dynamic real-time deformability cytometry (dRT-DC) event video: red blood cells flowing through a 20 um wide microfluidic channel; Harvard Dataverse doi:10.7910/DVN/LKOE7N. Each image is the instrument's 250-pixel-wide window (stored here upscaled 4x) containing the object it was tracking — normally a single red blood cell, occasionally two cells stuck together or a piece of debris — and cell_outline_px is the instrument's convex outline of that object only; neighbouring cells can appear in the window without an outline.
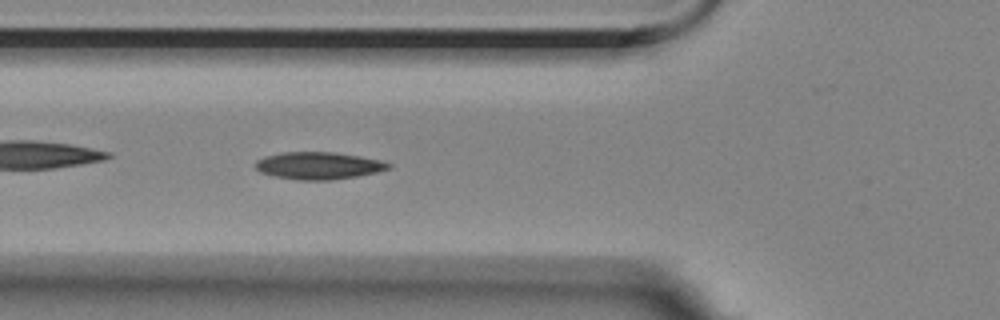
{"species": "Egyptian fruit bat (a non-hibernating species)", "species_latin": "Rousettus aegyptiacus", "temperature_condition": "room temperature", "stored_images_in_passage": 15, "camera_frame_rate_fps": 3000, "um_per_image_px": 0.085, "animal": {"sex": "female"}, "frame": {"image": 1, "passage_image": 5, "time_ms": 1.333, "image_size_px": [1000, 320], "cell_outline_px": [[392, 168], [376, 172], [356, 176], [332, 180], [296, 180], [276, 176], [260, 172], [256, 168], [256, 160], [264, 156], [280, 152], [332, 152], [360, 156], [380, 160], [392, 164]], "centroid_in_image_um": [27.07, 14.07], "position_along_channel_um": 98.7, "area_um2": 21.15}}
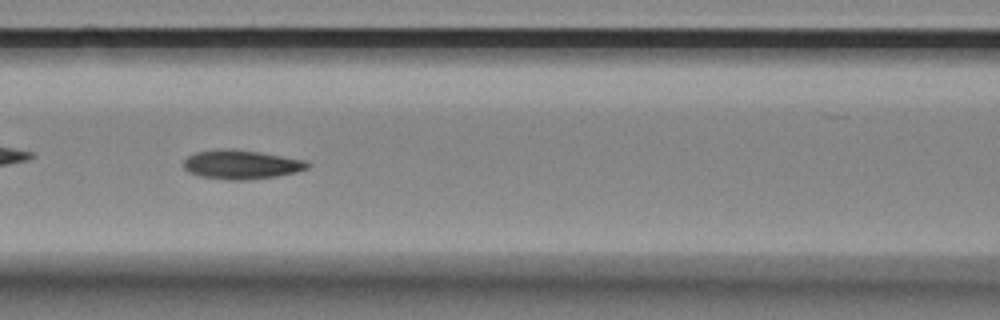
{"frame": {"image": 2, "passage_image": 9, "time_ms": 2.667, "image_size_px": [1000, 320], "cell_outline_px": [[312, 164], [308, 168], [296, 172], [276, 176], [244, 180], [232, 180], [200, 176], [188, 172], [184, 168], [184, 160], [188, 156], [196, 152], [220, 148], [232, 148], [260, 152], [304, 160]], "centroid_in_image_um": [20.5, 13.97], "position_along_channel_um": 146.1, "area_um2": 20.98}}
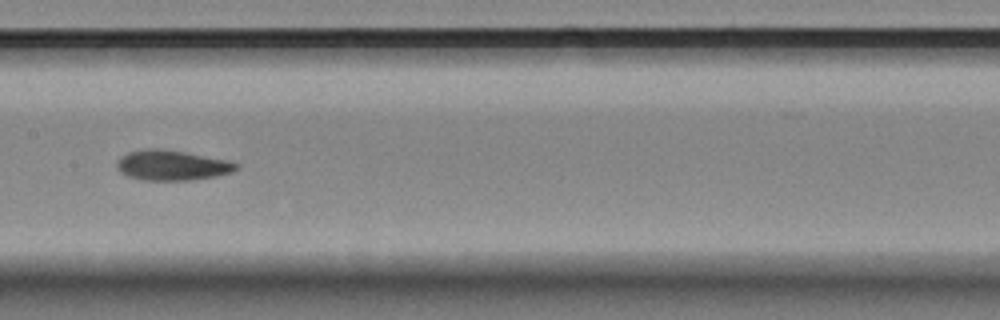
{"frame": {"image": 3, "passage_image": 13, "time_ms": 4.0, "image_size_px": [1000, 320], "cell_outline_px": [[240, 168], [232, 172], [216, 176], [192, 180], [140, 180], [128, 176], [120, 172], [116, 164], [120, 156], [128, 152], [148, 148], [156, 148], [184, 152], [228, 160], [240, 164]], "centroid_in_image_um": [14.63, 14.05], "position_along_channel_um": 192.8, "area_um2": 21.04}}